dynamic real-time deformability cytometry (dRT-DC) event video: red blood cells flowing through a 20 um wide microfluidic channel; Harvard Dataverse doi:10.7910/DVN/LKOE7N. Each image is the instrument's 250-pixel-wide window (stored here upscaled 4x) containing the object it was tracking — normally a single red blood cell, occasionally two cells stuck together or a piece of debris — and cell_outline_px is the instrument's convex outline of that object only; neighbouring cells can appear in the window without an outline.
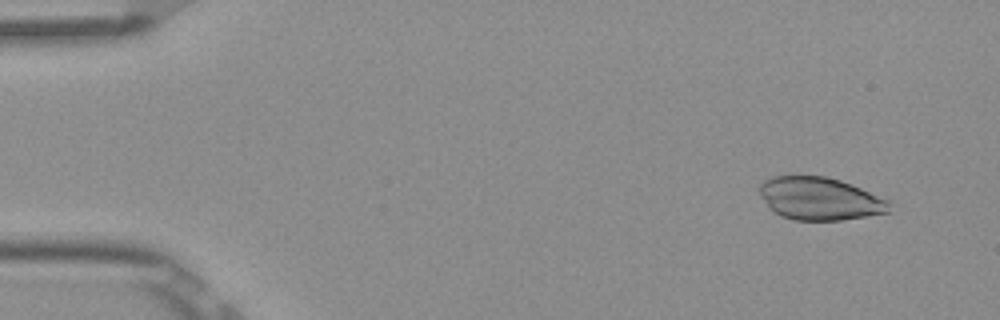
{"species": "Egyptian fruit bat (a non-hibernating species)", "species_latin": "Rousettus aegyptiacus", "temperature_condition": "room temperature", "stored_images_in_passage": 52, "camera_frame_rate_fps": 3000, "um_per_image_px": 0.085, "frame": {"image": 1, "passage_image": 4, "time_ms": 1.0, "image_size_px": [1000, 320], "cell_outline_px": [[892, 200], [888, 212], [840, 220], [796, 220], [780, 216], [772, 212], [760, 196], [760, 184], [764, 180], [772, 176], [824, 176], [840, 180]], "centroid_in_image_um": [69.67, 16.88], "position_along_channel_um": 15.3, "area_um2": 32.43}}
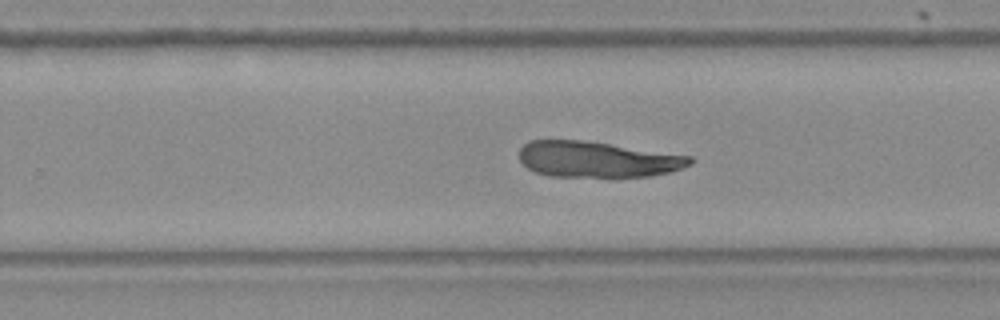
{"frame": {"image": 2, "passage_image": 33, "time_ms": 10.667, "image_size_px": [1000, 320], "cell_outline_px": [[696, 160], [692, 164], [668, 172], [652, 176], [612, 180], [552, 176], [536, 172], [528, 168], [520, 160], [520, 148], [528, 140], [580, 140], [692, 156]], "centroid_in_image_um": [50.8, 13.6], "position_along_channel_um": 279.0, "area_um2": 36.7}}
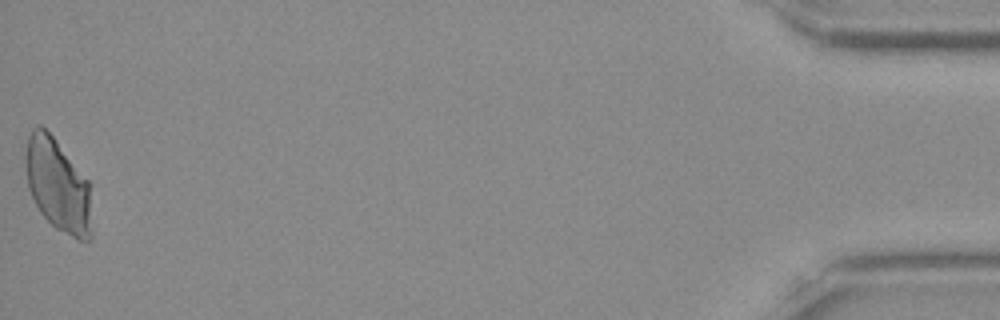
{"frame": {"image": 3, "passage_image": 52, "time_ms": 17.0, "image_size_px": [1000, 320], "cell_outline_px": [[92, 236], [88, 240], [80, 240], [56, 228], [40, 212], [28, 188], [24, 156], [28, 136], [32, 128], [36, 124], [40, 124], [56, 140], [88, 180], [92, 228]], "centroid_in_image_um": [4.9, 15.72], "position_along_channel_um": 430.3, "area_um2": 35.66}}